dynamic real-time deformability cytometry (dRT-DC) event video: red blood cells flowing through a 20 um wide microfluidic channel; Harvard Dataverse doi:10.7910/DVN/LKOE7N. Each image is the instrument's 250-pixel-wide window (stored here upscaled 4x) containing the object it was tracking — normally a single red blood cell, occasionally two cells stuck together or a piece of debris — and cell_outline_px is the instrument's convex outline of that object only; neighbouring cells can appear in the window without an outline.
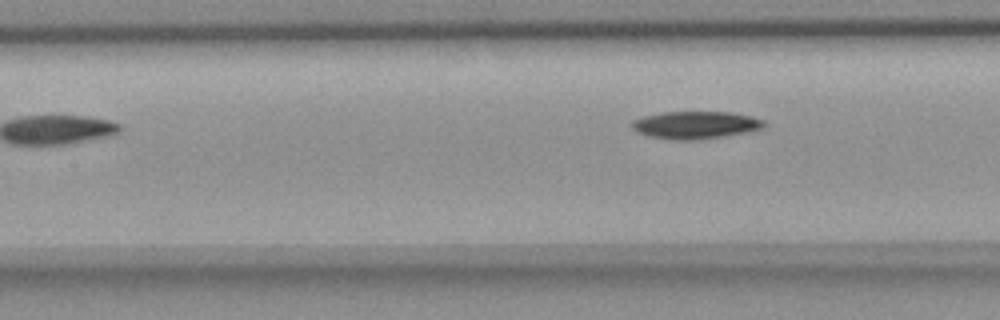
{"species": "common noctule bat (a hibernating species)", "species_latin": "Nyctalus noctula", "temperature_condition": "room temperature", "stored_images_in_passage": 6, "camera_frame_rate_fps": 3000, "um_per_image_px": 0.085, "animal": {"sex": "female", "body_mass_g": 18.4}, "frame": {"image": 1, "passage_image": 6, "time_ms": 6.0, "image_size_px": [1000, 320], "cell_outline_px": [[764, 124], [760, 128], [744, 132], [724, 136], [696, 140], [672, 140], [648, 136], [636, 132], [632, 128], [632, 120], [644, 116], [660, 112], [732, 112], [764, 120]], "centroid_in_image_um": [59.03, 10.62], "position_along_channel_um": 148.4, "area_um2": 21.04}}